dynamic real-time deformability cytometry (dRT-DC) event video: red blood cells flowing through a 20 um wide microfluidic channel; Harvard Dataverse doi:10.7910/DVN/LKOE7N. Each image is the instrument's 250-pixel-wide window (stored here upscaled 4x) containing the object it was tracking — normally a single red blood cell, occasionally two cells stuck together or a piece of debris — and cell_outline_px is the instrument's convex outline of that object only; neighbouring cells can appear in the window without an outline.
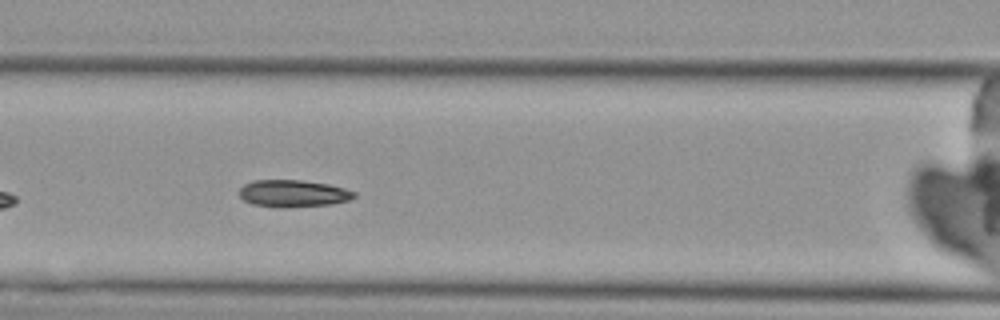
{"species": "Egyptian fruit bat (a non-hibernating species)", "species_latin": "Rousettus aegyptiacus", "temperature_condition": "cold", "stored_images_in_passage": 6, "camera_frame_rate_fps": 3000, "um_per_image_px": 0.085, "animal": {"sex": "female"}, "frame": {"image": 1, "passage_image": 3, "time_ms": 2.0, "image_size_px": [1000, 320], "cell_outline_px": [[356, 196], [348, 200], [332, 204], [284, 208], [252, 204], [244, 200], [240, 196], [240, 188], [244, 184], [252, 180], [300, 180], [328, 184], [344, 188], [356, 192]], "centroid_in_image_um": [24.91, 16.44], "position_along_channel_um": 141.7, "area_um2": 18.15}}
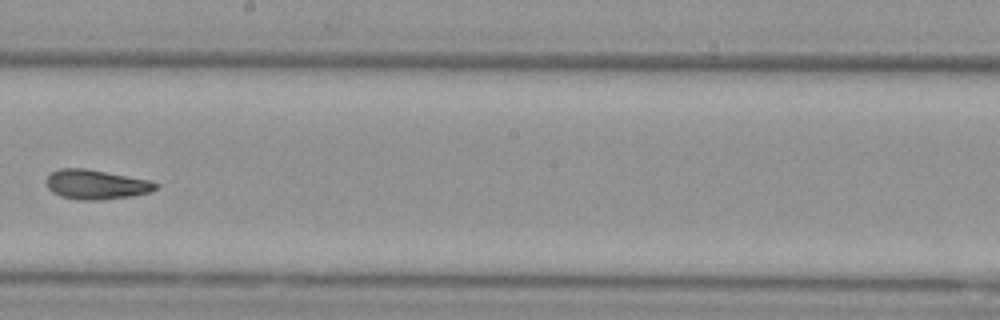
{"frame": {"image": 2, "passage_image": 5, "time_ms": 4.667, "image_size_px": [1000, 320], "cell_outline_px": [[160, 184], [156, 188], [148, 192], [132, 196], [100, 200], [76, 200], [60, 196], [52, 192], [48, 188], [44, 180], [52, 172], [60, 168], [84, 168], [152, 180]], "centroid_in_image_um": [8.15, 15.68], "position_along_channel_um": 240.0, "area_um2": 19.02}}
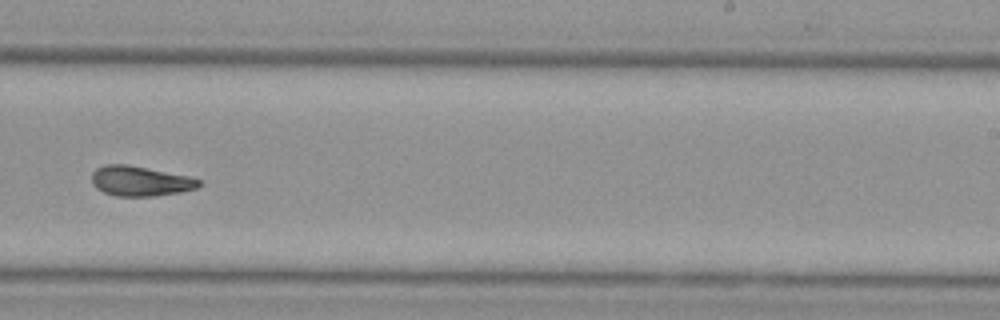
{"frame": {"image": 3, "passage_image": 6, "time_ms": 5.667, "image_size_px": [1000, 320], "cell_outline_px": [[200, 184], [196, 188], [180, 192], [152, 196], [116, 196], [104, 192], [96, 188], [92, 184], [92, 172], [96, 168], [104, 164], [128, 164], [188, 176], [200, 180]], "centroid_in_image_um": [11.87, 15.38], "position_along_channel_um": 277.1, "area_um2": 18.67}}